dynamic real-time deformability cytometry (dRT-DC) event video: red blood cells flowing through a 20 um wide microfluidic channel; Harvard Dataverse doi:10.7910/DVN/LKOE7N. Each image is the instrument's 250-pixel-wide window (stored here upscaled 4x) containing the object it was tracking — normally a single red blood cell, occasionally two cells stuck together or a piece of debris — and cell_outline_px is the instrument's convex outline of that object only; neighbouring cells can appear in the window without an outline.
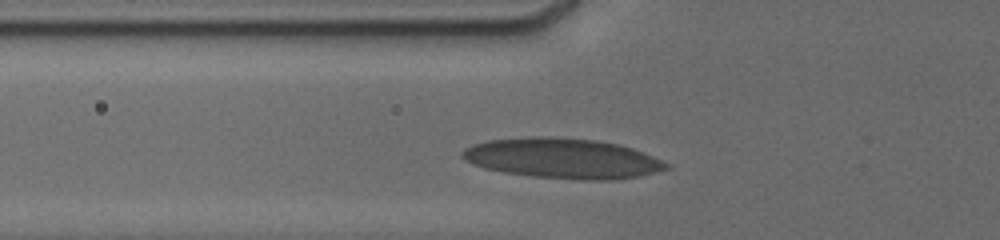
{"species": "human", "species_latin": "Homo sapiens", "temperature_condition": "cold", "stored_images_in_passage": 14, "camera_frame_rate_fps": 3000, "um_per_image_px": 0.085, "donor": {"sex": "male"}, "frame": {"image": 1, "passage_image": 5, "time_ms": 1.667, "image_size_px": [1000, 240], "cell_outline_px": [[668, 168], [656, 172], [640, 176], [612, 180], [580, 180], [532, 176], [504, 172], [484, 168], [472, 164], [464, 160], [460, 156], [460, 152], [464, 148], [472, 144], [488, 140], [532, 136], [552, 136], [596, 140], [616, 144], [632, 148], [652, 156], [668, 164]], "centroid_in_image_um": [47.76, 13.46], "position_along_channel_um": 78.0, "area_um2": 47.86}}
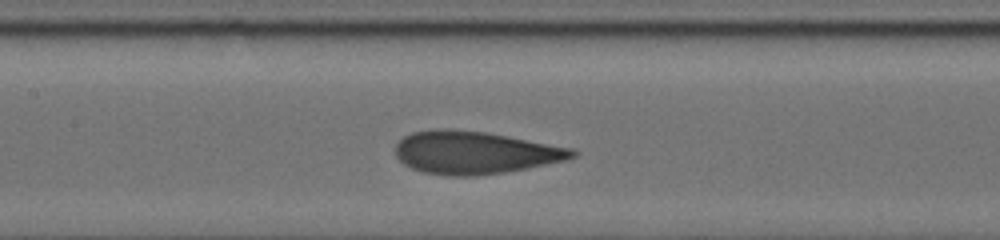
{"frame": {"image": 2, "passage_image": 11, "time_ms": 4.0, "image_size_px": [1000, 240], "cell_outline_px": [[580, 152], [576, 156], [564, 160], [528, 168], [504, 172], [476, 176], [448, 176], [424, 172], [412, 168], [404, 164], [396, 156], [396, 144], [404, 136], [412, 132], [440, 128], [484, 132], [576, 148]], "centroid_in_image_um": [40.38, 12.97], "position_along_channel_um": 167.0, "area_um2": 43.99}}
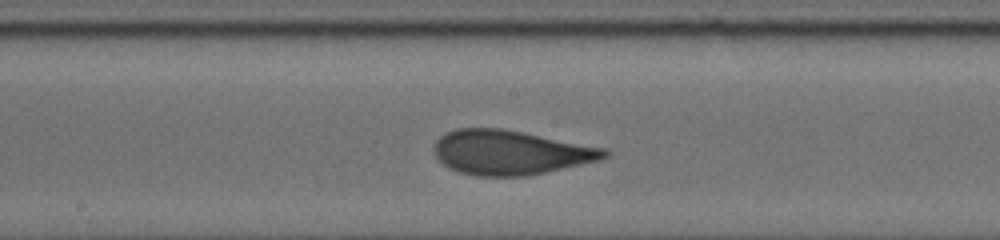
{"frame": {"image": 3, "passage_image": 13, "time_ms": 5.0, "image_size_px": [1000, 240], "cell_outline_px": [[612, 152], [608, 156], [600, 160], [528, 176], [476, 176], [460, 172], [448, 168], [436, 156], [432, 148], [436, 140], [440, 136], [456, 128], [500, 128], [524, 132], [608, 148]], "centroid_in_image_um": [43.41, 12.95], "position_along_channel_um": 204.8, "area_um2": 44.45}}